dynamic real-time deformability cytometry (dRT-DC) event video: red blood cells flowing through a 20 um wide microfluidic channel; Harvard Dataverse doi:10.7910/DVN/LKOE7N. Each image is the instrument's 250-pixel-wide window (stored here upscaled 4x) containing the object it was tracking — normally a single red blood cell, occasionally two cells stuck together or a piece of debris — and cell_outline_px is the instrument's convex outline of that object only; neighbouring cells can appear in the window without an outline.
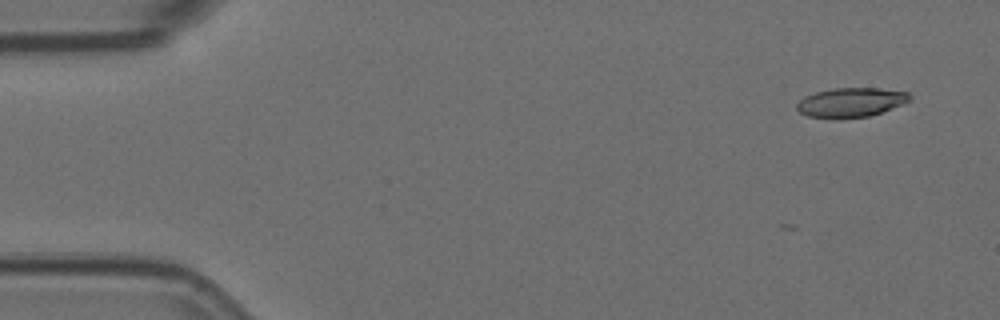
{"species": "Egyptian fruit bat (a non-hibernating species)", "species_latin": "Rousettus aegyptiacus", "temperature_condition": "room temperature", "stored_images_in_passage": 8, "camera_frame_rate_fps": 3000, "um_per_image_px": 0.085, "animal": {"sex": "female"}, "frame": {"image": 1, "passage_image": 1, "time_ms": 0.0, "image_size_px": [1000, 320], "cell_outline_px": [[912, 100], [880, 112], [868, 116], [808, 116], [800, 112], [796, 108], [796, 104], [804, 96], [816, 92], [832, 88], [880, 88], [908, 92], [912, 96]], "centroid_in_image_um": [72.35, 8.65], "position_along_channel_um": 12.6, "area_um2": 18.67}}
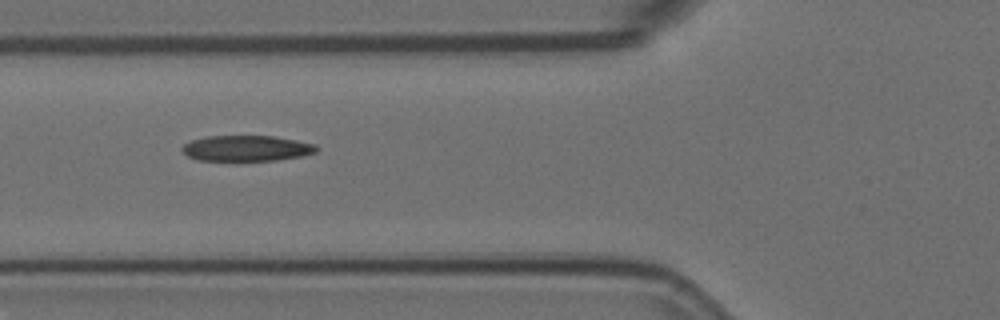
{"frame": {"image": 2, "passage_image": 6, "time_ms": 1.667, "image_size_px": [1000, 320], "cell_outline_px": [[320, 148], [316, 152], [300, 156], [276, 160], [196, 160], [188, 156], [180, 148], [184, 144], [192, 140], [208, 136], [272, 136], [296, 140], [316, 144]], "centroid_in_image_um": [20.97, 12.6], "position_along_channel_um": 104.8, "area_um2": 20.0}}
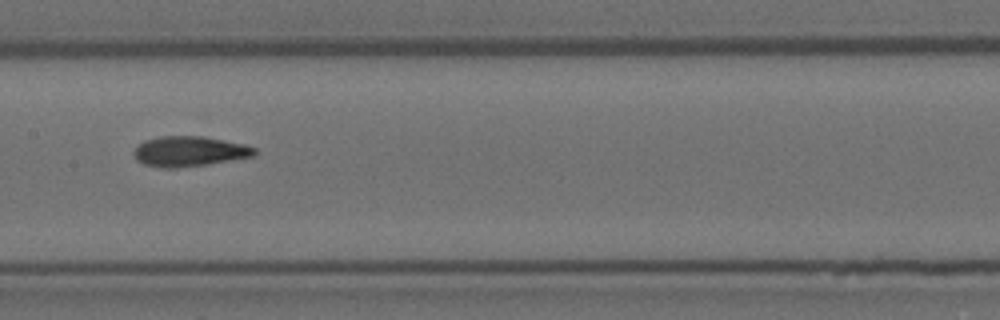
{"frame": {"image": 3, "passage_image": 8, "time_ms": 2.333, "image_size_px": [1000, 320], "cell_outline_px": [[256, 156], [208, 164], [172, 168], [164, 168], [144, 164], [136, 160], [132, 152], [144, 140], [160, 136], [204, 136], [244, 144], [256, 148]], "centroid_in_image_um": [16.1, 12.86], "position_along_channel_um": 191.3, "area_um2": 21.27}}